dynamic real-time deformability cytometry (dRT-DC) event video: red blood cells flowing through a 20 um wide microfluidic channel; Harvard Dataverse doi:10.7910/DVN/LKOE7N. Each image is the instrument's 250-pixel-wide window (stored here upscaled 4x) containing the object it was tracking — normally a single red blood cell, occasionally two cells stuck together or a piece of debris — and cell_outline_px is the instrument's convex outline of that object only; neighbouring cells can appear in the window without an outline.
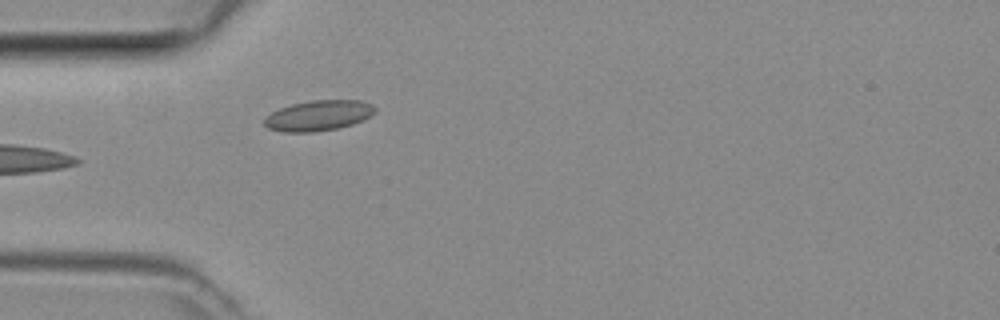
{"species": "common noctule bat (a hibernating species)", "species_latin": "Nyctalus noctula", "temperature_condition": "room temperature", "stored_images_in_passage": 33, "camera_frame_rate_fps": 3000, "um_per_image_px": 0.085, "animal": {"sex": "female", "body_mass_g": 29.2, "forearm_length_mm": 56.3}, "frame": {"image": 1, "passage_image": 1, "time_ms": 0.0, "image_size_px": [1000, 320], "cell_outline_px": [[376, 112], [364, 120], [352, 124], [336, 128], [312, 132], [284, 132], [268, 128], [264, 124], [264, 120], [272, 112], [280, 108], [292, 104], [312, 100], [360, 100], [372, 104], [376, 108]], "centroid_in_image_um": [27.1, 9.81], "position_along_channel_um": 57.9, "area_um2": 19.54}}
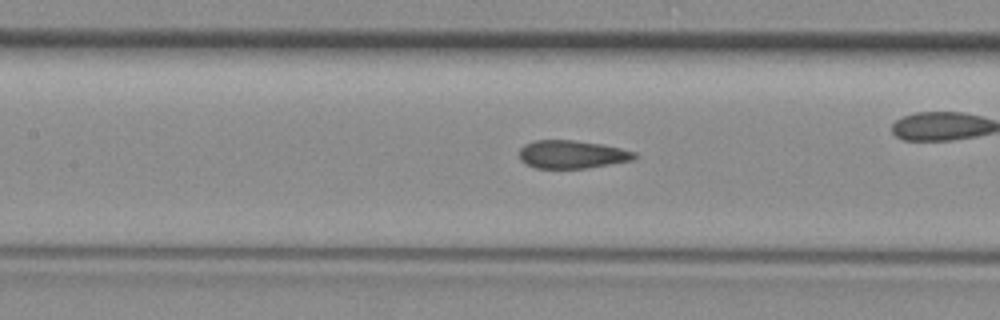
{"frame": {"image": 2, "passage_image": 6, "time_ms": 1.667, "image_size_px": [1000, 320], "cell_outline_px": [[640, 156], [632, 160], [588, 168], [536, 168], [520, 160], [520, 148], [524, 144], [536, 140], [572, 140], [600, 144], [620, 148], [636, 152]], "centroid_in_image_um": [48.64, 13.12], "position_along_channel_um": 158.8, "area_um2": 18.79}}
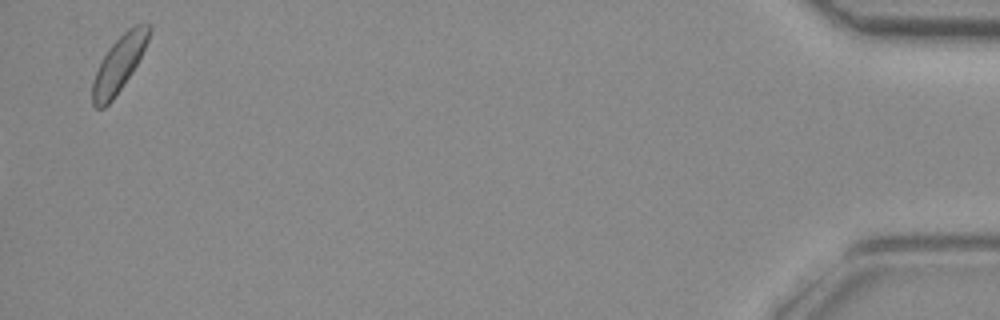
{"frame": {"image": 3, "passage_image": 33, "time_ms": 10.667, "image_size_px": [1000, 320], "cell_outline_px": [[152, 28], [148, 40], [132, 72], [112, 100], [104, 108], [96, 108], [92, 104], [92, 80], [100, 60], [108, 48], [128, 28], [136, 24], [152, 24]], "centroid_in_image_um": [10.08, 5.43], "position_along_channel_um": 425.1, "area_um2": 18.26}}